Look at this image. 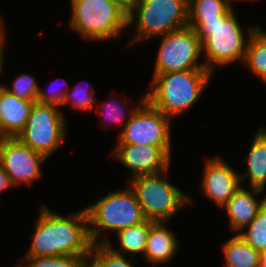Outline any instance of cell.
Returning <instances> with one entry per match:
<instances>
[{
    "label": "cell",
    "mask_w": 266,
    "mask_h": 267,
    "mask_svg": "<svg viewBox=\"0 0 266 267\" xmlns=\"http://www.w3.org/2000/svg\"><path fill=\"white\" fill-rule=\"evenodd\" d=\"M68 217L58 215L42 205L25 257L89 256L93 243L86 210Z\"/></svg>",
    "instance_id": "obj_1"
},
{
    "label": "cell",
    "mask_w": 266,
    "mask_h": 267,
    "mask_svg": "<svg viewBox=\"0 0 266 267\" xmlns=\"http://www.w3.org/2000/svg\"><path fill=\"white\" fill-rule=\"evenodd\" d=\"M234 10L228 16L212 20H188L202 44L203 62L214 72L216 66H226L235 61H244L248 39L244 38L242 26ZM246 40V41H245Z\"/></svg>",
    "instance_id": "obj_2"
},
{
    "label": "cell",
    "mask_w": 266,
    "mask_h": 267,
    "mask_svg": "<svg viewBox=\"0 0 266 267\" xmlns=\"http://www.w3.org/2000/svg\"><path fill=\"white\" fill-rule=\"evenodd\" d=\"M210 70L168 72L152 77L145 99L169 118H174L191 107L209 85Z\"/></svg>",
    "instance_id": "obj_3"
},
{
    "label": "cell",
    "mask_w": 266,
    "mask_h": 267,
    "mask_svg": "<svg viewBox=\"0 0 266 267\" xmlns=\"http://www.w3.org/2000/svg\"><path fill=\"white\" fill-rule=\"evenodd\" d=\"M70 27L85 40L117 38L128 27L127 13L110 0H71Z\"/></svg>",
    "instance_id": "obj_4"
},
{
    "label": "cell",
    "mask_w": 266,
    "mask_h": 267,
    "mask_svg": "<svg viewBox=\"0 0 266 267\" xmlns=\"http://www.w3.org/2000/svg\"><path fill=\"white\" fill-rule=\"evenodd\" d=\"M127 18L128 25L137 18V35L128 43L133 45L187 27L188 0H136Z\"/></svg>",
    "instance_id": "obj_5"
},
{
    "label": "cell",
    "mask_w": 266,
    "mask_h": 267,
    "mask_svg": "<svg viewBox=\"0 0 266 267\" xmlns=\"http://www.w3.org/2000/svg\"><path fill=\"white\" fill-rule=\"evenodd\" d=\"M89 234L93 244L99 243L103 230L116 231L140 224L146 220L135 192L130 188L109 192L96 203L85 208Z\"/></svg>",
    "instance_id": "obj_6"
},
{
    "label": "cell",
    "mask_w": 266,
    "mask_h": 267,
    "mask_svg": "<svg viewBox=\"0 0 266 267\" xmlns=\"http://www.w3.org/2000/svg\"><path fill=\"white\" fill-rule=\"evenodd\" d=\"M164 172L167 171L158 175H139L127 180L145 218L154 222H167L183 206L193 203L191 197L166 180Z\"/></svg>",
    "instance_id": "obj_7"
},
{
    "label": "cell",
    "mask_w": 266,
    "mask_h": 267,
    "mask_svg": "<svg viewBox=\"0 0 266 267\" xmlns=\"http://www.w3.org/2000/svg\"><path fill=\"white\" fill-rule=\"evenodd\" d=\"M65 135V117L58 106L35 102L17 138L48 159L62 145Z\"/></svg>",
    "instance_id": "obj_8"
},
{
    "label": "cell",
    "mask_w": 266,
    "mask_h": 267,
    "mask_svg": "<svg viewBox=\"0 0 266 267\" xmlns=\"http://www.w3.org/2000/svg\"><path fill=\"white\" fill-rule=\"evenodd\" d=\"M202 44L195 30L189 26L163 35L153 76L168 72L186 70H208L204 63H198Z\"/></svg>",
    "instance_id": "obj_9"
},
{
    "label": "cell",
    "mask_w": 266,
    "mask_h": 267,
    "mask_svg": "<svg viewBox=\"0 0 266 267\" xmlns=\"http://www.w3.org/2000/svg\"><path fill=\"white\" fill-rule=\"evenodd\" d=\"M140 103L132 116L125 121L117 144L171 146V118L152 106L145 95Z\"/></svg>",
    "instance_id": "obj_10"
},
{
    "label": "cell",
    "mask_w": 266,
    "mask_h": 267,
    "mask_svg": "<svg viewBox=\"0 0 266 267\" xmlns=\"http://www.w3.org/2000/svg\"><path fill=\"white\" fill-rule=\"evenodd\" d=\"M47 158L22 143L17 137L0 138V165L14 186L32 184L42 175L41 165Z\"/></svg>",
    "instance_id": "obj_11"
},
{
    "label": "cell",
    "mask_w": 266,
    "mask_h": 267,
    "mask_svg": "<svg viewBox=\"0 0 266 267\" xmlns=\"http://www.w3.org/2000/svg\"><path fill=\"white\" fill-rule=\"evenodd\" d=\"M112 154L121 164L132 170L131 178L158 175L170 168L171 146L117 144Z\"/></svg>",
    "instance_id": "obj_12"
},
{
    "label": "cell",
    "mask_w": 266,
    "mask_h": 267,
    "mask_svg": "<svg viewBox=\"0 0 266 267\" xmlns=\"http://www.w3.org/2000/svg\"><path fill=\"white\" fill-rule=\"evenodd\" d=\"M202 189L215 204L223 207L241 186L240 176L234 168L219 157L206 160Z\"/></svg>",
    "instance_id": "obj_13"
},
{
    "label": "cell",
    "mask_w": 266,
    "mask_h": 267,
    "mask_svg": "<svg viewBox=\"0 0 266 267\" xmlns=\"http://www.w3.org/2000/svg\"><path fill=\"white\" fill-rule=\"evenodd\" d=\"M249 191L240 186L223 206L226 209L225 211L230 221V229L232 230L242 231L266 204V196L260 201L256 199L259 193L261 195L263 189L251 187Z\"/></svg>",
    "instance_id": "obj_14"
},
{
    "label": "cell",
    "mask_w": 266,
    "mask_h": 267,
    "mask_svg": "<svg viewBox=\"0 0 266 267\" xmlns=\"http://www.w3.org/2000/svg\"><path fill=\"white\" fill-rule=\"evenodd\" d=\"M35 102L19 99L0 85V138L18 136Z\"/></svg>",
    "instance_id": "obj_15"
},
{
    "label": "cell",
    "mask_w": 266,
    "mask_h": 267,
    "mask_svg": "<svg viewBox=\"0 0 266 267\" xmlns=\"http://www.w3.org/2000/svg\"><path fill=\"white\" fill-rule=\"evenodd\" d=\"M166 221L153 222L149 229L144 256L149 264L169 263L178 251L175 233L168 230ZM177 250V251H176Z\"/></svg>",
    "instance_id": "obj_16"
},
{
    "label": "cell",
    "mask_w": 266,
    "mask_h": 267,
    "mask_svg": "<svg viewBox=\"0 0 266 267\" xmlns=\"http://www.w3.org/2000/svg\"><path fill=\"white\" fill-rule=\"evenodd\" d=\"M260 129V130H259ZM254 136L247 157V172L240 174V182L249 177V186L265 190L266 186V128L260 127Z\"/></svg>",
    "instance_id": "obj_17"
},
{
    "label": "cell",
    "mask_w": 266,
    "mask_h": 267,
    "mask_svg": "<svg viewBox=\"0 0 266 267\" xmlns=\"http://www.w3.org/2000/svg\"><path fill=\"white\" fill-rule=\"evenodd\" d=\"M247 28V48L243 64L266 84V31L259 27Z\"/></svg>",
    "instance_id": "obj_18"
},
{
    "label": "cell",
    "mask_w": 266,
    "mask_h": 267,
    "mask_svg": "<svg viewBox=\"0 0 266 267\" xmlns=\"http://www.w3.org/2000/svg\"><path fill=\"white\" fill-rule=\"evenodd\" d=\"M153 222L154 221L152 220L146 219L144 222H141L140 224L119 230L117 232L119 240L118 242L120 244L119 251L115 250V248L112 247V244H110L111 242L106 237L104 240L100 239L99 243H106L114 252L119 254H123L124 252L133 255L137 253L144 254L149 234V229ZM120 250L122 251V253L120 252Z\"/></svg>",
    "instance_id": "obj_19"
},
{
    "label": "cell",
    "mask_w": 266,
    "mask_h": 267,
    "mask_svg": "<svg viewBox=\"0 0 266 267\" xmlns=\"http://www.w3.org/2000/svg\"><path fill=\"white\" fill-rule=\"evenodd\" d=\"M225 267H259L260 253L235 235L222 245Z\"/></svg>",
    "instance_id": "obj_20"
},
{
    "label": "cell",
    "mask_w": 266,
    "mask_h": 267,
    "mask_svg": "<svg viewBox=\"0 0 266 267\" xmlns=\"http://www.w3.org/2000/svg\"><path fill=\"white\" fill-rule=\"evenodd\" d=\"M233 4L227 0H188V20H212L228 16Z\"/></svg>",
    "instance_id": "obj_21"
},
{
    "label": "cell",
    "mask_w": 266,
    "mask_h": 267,
    "mask_svg": "<svg viewBox=\"0 0 266 267\" xmlns=\"http://www.w3.org/2000/svg\"><path fill=\"white\" fill-rule=\"evenodd\" d=\"M123 255L114 252L106 243L92 244L87 267H133Z\"/></svg>",
    "instance_id": "obj_22"
},
{
    "label": "cell",
    "mask_w": 266,
    "mask_h": 267,
    "mask_svg": "<svg viewBox=\"0 0 266 267\" xmlns=\"http://www.w3.org/2000/svg\"><path fill=\"white\" fill-rule=\"evenodd\" d=\"M245 228L237 234L257 252H266V204Z\"/></svg>",
    "instance_id": "obj_23"
},
{
    "label": "cell",
    "mask_w": 266,
    "mask_h": 267,
    "mask_svg": "<svg viewBox=\"0 0 266 267\" xmlns=\"http://www.w3.org/2000/svg\"><path fill=\"white\" fill-rule=\"evenodd\" d=\"M27 265L19 267H87L88 256L25 257Z\"/></svg>",
    "instance_id": "obj_24"
},
{
    "label": "cell",
    "mask_w": 266,
    "mask_h": 267,
    "mask_svg": "<svg viewBox=\"0 0 266 267\" xmlns=\"http://www.w3.org/2000/svg\"><path fill=\"white\" fill-rule=\"evenodd\" d=\"M12 88L1 85L7 92L15 95L19 99L36 101L40 86L35 77L29 74H20L13 82Z\"/></svg>",
    "instance_id": "obj_25"
},
{
    "label": "cell",
    "mask_w": 266,
    "mask_h": 267,
    "mask_svg": "<svg viewBox=\"0 0 266 267\" xmlns=\"http://www.w3.org/2000/svg\"><path fill=\"white\" fill-rule=\"evenodd\" d=\"M79 86V85H78ZM85 87V86H84ZM73 89V91H72ZM71 90H68L65 93L64 96V100L62 103V106H64L65 104H72L73 108L76 110H88V109H92L95 104V99L93 97L94 95V90L93 87L89 86V87H85V88H79L77 86H74V88H72ZM94 104V105H93Z\"/></svg>",
    "instance_id": "obj_26"
},
{
    "label": "cell",
    "mask_w": 266,
    "mask_h": 267,
    "mask_svg": "<svg viewBox=\"0 0 266 267\" xmlns=\"http://www.w3.org/2000/svg\"><path fill=\"white\" fill-rule=\"evenodd\" d=\"M120 104L121 102L117 104L116 100H113L111 102H107V103L105 102L104 107L102 104H99V105L97 104L96 106L100 108L99 110V112H101L100 116L102 115L104 117L103 120L105 122H109V124L110 122L115 123L114 125L117 124L119 127V124L121 122H124L127 116H128L127 119H129L137 108V107L133 108L131 112L128 114L126 112L124 113V110L119 106Z\"/></svg>",
    "instance_id": "obj_27"
},
{
    "label": "cell",
    "mask_w": 266,
    "mask_h": 267,
    "mask_svg": "<svg viewBox=\"0 0 266 267\" xmlns=\"http://www.w3.org/2000/svg\"><path fill=\"white\" fill-rule=\"evenodd\" d=\"M67 87L68 85L66 86L65 90L59 89L57 92L54 89H52L51 92H44L42 88H39L36 102L39 104L55 105L60 108L62 106L65 93L69 90V87Z\"/></svg>",
    "instance_id": "obj_28"
},
{
    "label": "cell",
    "mask_w": 266,
    "mask_h": 267,
    "mask_svg": "<svg viewBox=\"0 0 266 267\" xmlns=\"http://www.w3.org/2000/svg\"><path fill=\"white\" fill-rule=\"evenodd\" d=\"M14 184L12 183L9 175L6 173L4 168L0 165V193L6 188L13 187Z\"/></svg>",
    "instance_id": "obj_29"
},
{
    "label": "cell",
    "mask_w": 266,
    "mask_h": 267,
    "mask_svg": "<svg viewBox=\"0 0 266 267\" xmlns=\"http://www.w3.org/2000/svg\"><path fill=\"white\" fill-rule=\"evenodd\" d=\"M121 7L127 14L131 11L136 0H110Z\"/></svg>",
    "instance_id": "obj_30"
},
{
    "label": "cell",
    "mask_w": 266,
    "mask_h": 267,
    "mask_svg": "<svg viewBox=\"0 0 266 267\" xmlns=\"http://www.w3.org/2000/svg\"><path fill=\"white\" fill-rule=\"evenodd\" d=\"M3 17L0 16V48L4 47L5 44V33H4V22Z\"/></svg>",
    "instance_id": "obj_31"
},
{
    "label": "cell",
    "mask_w": 266,
    "mask_h": 267,
    "mask_svg": "<svg viewBox=\"0 0 266 267\" xmlns=\"http://www.w3.org/2000/svg\"><path fill=\"white\" fill-rule=\"evenodd\" d=\"M259 267H266V252L260 253Z\"/></svg>",
    "instance_id": "obj_32"
},
{
    "label": "cell",
    "mask_w": 266,
    "mask_h": 267,
    "mask_svg": "<svg viewBox=\"0 0 266 267\" xmlns=\"http://www.w3.org/2000/svg\"><path fill=\"white\" fill-rule=\"evenodd\" d=\"M3 49L4 48H0V73H2V71H3V69H2L3 68V60H4L3 59V55H4L3 54L4 53Z\"/></svg>",
    "instance_id": "obj_33"
},
{
    "label": "cell",
    "mask_w": 266,
    "mask_h": 267,
    "mask_svg": "<svg viewBox=\"0 0 266 267\" xmlns=\"http://www.w3.org/2000/svg\"><path fill=\"white\" fill-rule=\"evenodd\" d=\"M230 4H232V2L236 1V0H227Z\"/></svg>",
    "instance_id": "obj_34"
}]
</instances>
